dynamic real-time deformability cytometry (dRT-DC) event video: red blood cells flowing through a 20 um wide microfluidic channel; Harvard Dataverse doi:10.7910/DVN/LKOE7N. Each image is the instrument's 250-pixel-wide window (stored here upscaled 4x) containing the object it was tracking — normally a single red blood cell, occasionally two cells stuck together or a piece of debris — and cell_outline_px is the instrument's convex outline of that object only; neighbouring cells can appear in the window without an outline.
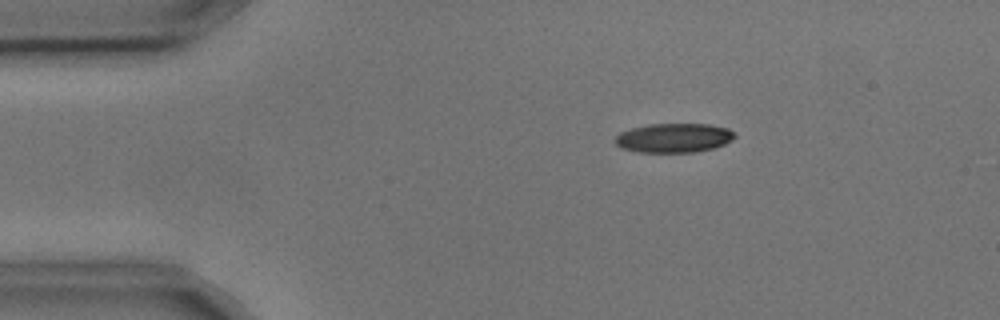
{"species": "common noctule bat (a hibernating species)", "species_latin": "Nyctalus noctula", "temperature_condition": "cold", "stored_images_in_passage": 5, "camera_frame_rate_fps": 3000, "um_per_image_px": 0.085, "animal": {"sex": "male", "body_mass_g": 17.9, "forearm_length_mm": 54.2}, "frame": {"image": 1, "passage_image": 3, "time_ms": 0.667, "image_size_px": [1000, 320], "cell_outline_px": [[736, 136], [732, 140], [724, 144], [712, 148], [696, 152], [640, 152], [620, 148], [612, 140], [620, 132], [632, 128], [648, 124], [708, 124], [728, 128], [736, 132]], "centroid_in_image_um": [57.27, 11.72], "position_along_channel_um": 27.7, "area_um2": 20.52}}